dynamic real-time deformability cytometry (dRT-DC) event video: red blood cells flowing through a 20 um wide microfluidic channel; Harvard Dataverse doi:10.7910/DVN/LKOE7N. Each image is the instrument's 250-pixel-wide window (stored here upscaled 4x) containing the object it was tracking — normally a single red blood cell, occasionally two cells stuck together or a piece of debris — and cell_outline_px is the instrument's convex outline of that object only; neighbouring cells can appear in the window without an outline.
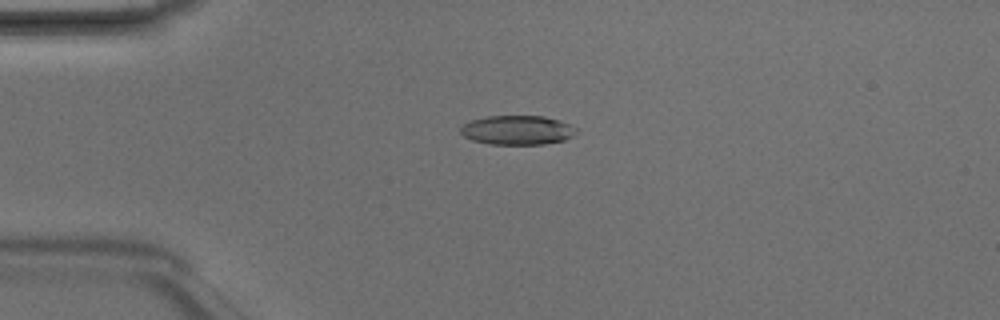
{"species": "Egyptian fruit bat (a non-hibernating species)", "species_latin": "Rousettus aegyptiacus", "temperature_condition": "room temperature", "stored_images_in_passage": 6, "camera_frame_rate_fps": 3000, "um_per_image_px": 0.085, "animal": {"sex": "male"}, "frame": {"image": 1, "passage_image": 4, "time_ms": 1.0, "image_size_px": [1000, 320], "cell_outline_px": [[580, 132], [564, 140], [544, 144], [488, 144], [472, 140], [464, 136], [460, 132], [460, 128], [464, 124], [472, 120], [488, 116], [544, 116], [560, 120], [576, 128]], "centroid_in_image_um": [44.0, 11.06], "position_along_channel_um": 41.0, "area_um2": 19.77}}